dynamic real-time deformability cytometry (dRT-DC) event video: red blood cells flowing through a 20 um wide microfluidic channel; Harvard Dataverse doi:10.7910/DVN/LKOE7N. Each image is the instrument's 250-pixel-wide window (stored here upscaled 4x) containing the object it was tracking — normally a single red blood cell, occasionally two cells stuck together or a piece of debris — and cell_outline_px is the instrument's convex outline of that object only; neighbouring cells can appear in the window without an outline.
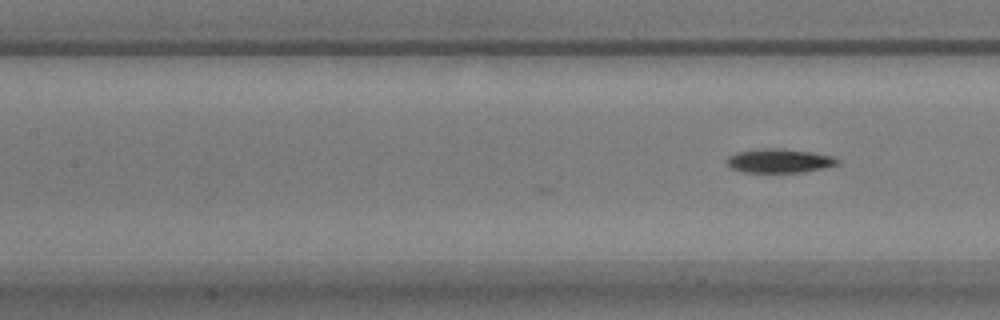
{"species": "common noctule bat (a hibernating species)", "species_latin": "Nyctalus noctula", "temperature_condition": "warm", "stored_images_in_passage": 8, "camera_frame_rate_fps": 3000, "um_per_image_px": 0.085, "animal": {"sex": "male", "body_mass_g": 17.9}, "frame": {"image": 1, "passage_image": 8, "time_ms": 2.333, "image_size_px": [1000, 320], "cell_outline_px": [[840, 164], [824, 168], [804, 172], [744, 172], [728, 168], [724, 160], [728, 156], [736, 152], [764, 148], [784, 148], [812, 152], [836, 156], [840, 160]], "centroid_in_image_um": [66.24, 13.66], "position_along_channel_um": 141.2, "area_um2": 15.9}}